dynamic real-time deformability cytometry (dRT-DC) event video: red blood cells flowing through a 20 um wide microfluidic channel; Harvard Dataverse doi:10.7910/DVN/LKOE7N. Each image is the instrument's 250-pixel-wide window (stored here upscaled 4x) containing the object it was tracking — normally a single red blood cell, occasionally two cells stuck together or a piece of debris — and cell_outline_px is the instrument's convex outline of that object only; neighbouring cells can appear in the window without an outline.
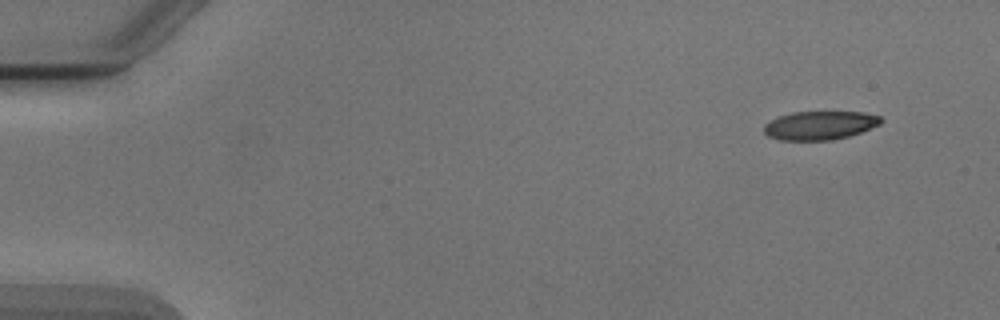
{"species": "Egyptian fruit bat (a non-hibernating species)", "species_latin": "Rousettus aegyptiacus", "temperature_condition": "cold", "stored_images_in_passage": 4, "camera_frame_rate_fps": 3000, "um_per_image_px": 0.085, "animal": {"sex": "male"}, "frame": {"image": 1, "passage_image": 1, "time_ms": 0.0, "image_size_px": [1000, 320], "cell_outline_px": [[884, 120], [880, 124], [860, 132], [848, 136], [832, 140], [780, 140], [768, 136], [764, 132], [764, 124], [780, 116], [792, 112], [864, 112], [880, 116]], "centroid_in_image_um": [69.7, 10.65], "position_along_channel_um": 15.3, "area_um2": 19.42}}
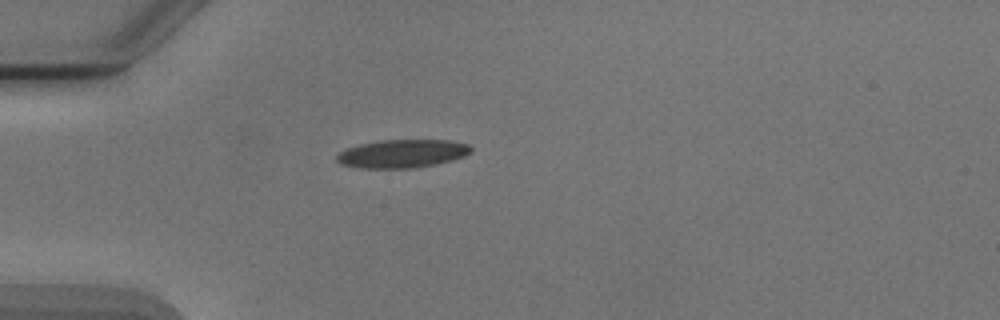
{"frame": {"image": 2, "passage_image": 4, "time_ms": 3.667, "image_size_px": [1000, 320], "cell_outline_px": [[472, 152], [464, 156], [452, 160], [436, 164], [416, 168], [360, 168], [340, 164], [336, 160], [336, 156], [340, 152], [348, 148], [360, 144], [380, 140], [448, 140], [468, 144], [472, 148]], "centroid_in_image_um": [34.2, 13.06], "position_along_channel_um": 50.8, "area_um2": 22.14}}